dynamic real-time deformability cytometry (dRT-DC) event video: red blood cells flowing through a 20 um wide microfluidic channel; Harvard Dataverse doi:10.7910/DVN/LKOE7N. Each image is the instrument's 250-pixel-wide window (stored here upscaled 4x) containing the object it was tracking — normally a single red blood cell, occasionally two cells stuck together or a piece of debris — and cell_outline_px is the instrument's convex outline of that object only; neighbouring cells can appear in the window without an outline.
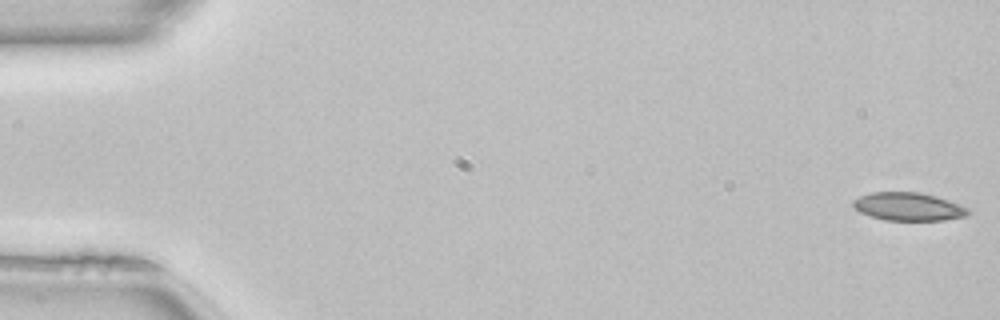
{"species": "common noctule bat (a hibernating species)", "species_latin": "Nyctalus noctula", "temperature_condition": "room temperature", "stored_images_in_passage": 51, "camera_frame_rate_fps": 3000, "um_per_image_px": 0.085, "animal": {"sex": "female", "body_mass_g": 22.7, "forearm_length_mm": 54.2}, "frame": {"image": 1, "passage_image": 1, "time_ms": 0.0, "image_size_px": [1000, 320], "cell_outline_px": [[972, 212], [964, 216], [944, 220], [884, 220], [860, 212], [852, 204], [852, 200], [860, 196], [872, 192], [920, 192], [936, 196], [960, 204], [968, 208]], "centroid_in_image_um": [77.23, 17.55], "position_along_channel_um": 7.8, "area_um2": 18.79}}
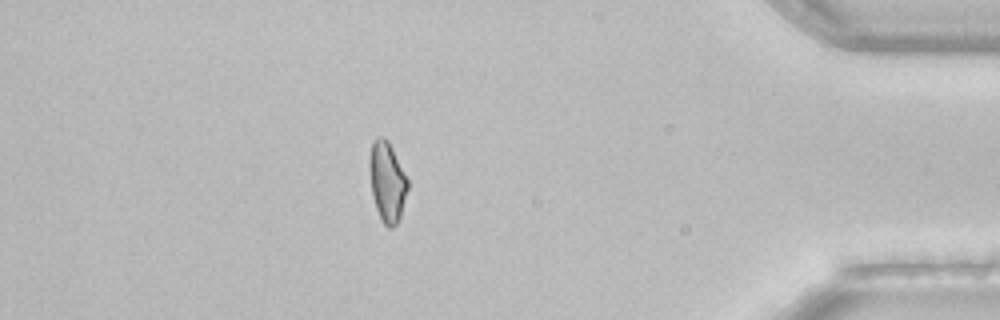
{"frame": {"image": 2, "passage_image": 44, "time_ms": 14.333, "image_size_px": [1000, 320], "cell_outline_px": [[408, 188], [400, 216], [396, 224], [392, 228], [388, 228], [384, 224], [376, 208], [372, 196], [368, 168], [368, 160], [372, 140], [376, 136], [384, 136], [388, 140], [408, 180]], "centroid_in_image_um": [32.87, 15.4], "position_along_channel_um": 402.3, "area_um2": 17.98}}